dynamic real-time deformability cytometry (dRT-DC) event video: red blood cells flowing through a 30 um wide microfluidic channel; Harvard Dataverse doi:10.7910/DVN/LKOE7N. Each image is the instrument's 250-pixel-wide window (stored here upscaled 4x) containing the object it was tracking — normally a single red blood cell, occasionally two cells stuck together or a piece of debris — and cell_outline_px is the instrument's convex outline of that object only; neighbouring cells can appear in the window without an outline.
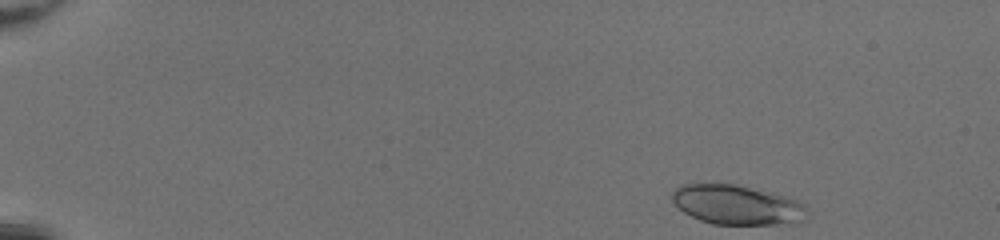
{"species": "common noctule bat (a hibernating species)", "species_latin": "Nyctalus noctula", "temperature_condition": "room temperature", "stored_images_in_passage": 44, "camera_frame_rate_fps": 3000, "um_per_image_px": 0.085, "animal": {"sex": "female", "body_mass_g": 20.0, "forearm_length_mm": 54.0}, "frame": {"image": 1, "passage_image": 1, "time_ms": 0.0, "image_size_px": [1000, 240], "cell_outline_px": [[808, 216], [804, 220], [796, 224], [712, 224], [700, 220], [684, 212], [672, 200], [672, 192], [680, 184], [736, 184], [772, 192], [796, 200], [804, 204], [808, 208]], "centroid_in_image_um": [62.7, 17.42], "position_along_channel_um": 22.3, "area_um2": 31.33}}
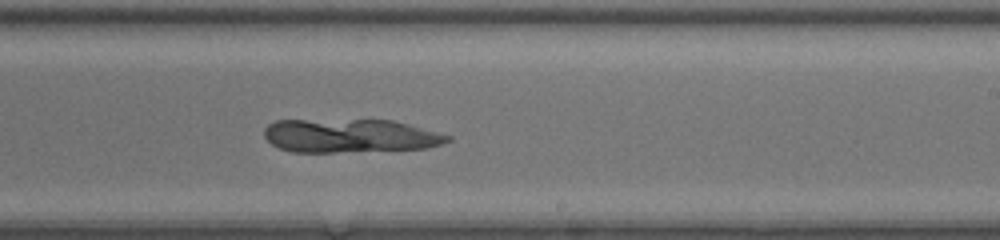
{"frame": {"image": 2, "passage_image": 27, "time_ms": 8.667, "image_size_px": [1000, 240], "cell_outline_px": [[452, 140], [428, 148], [336, 152], [292, 152], [280, 148], [272, 144], [264, 136], [264, 128], [268, 124], [276, 120], [392, 120], [408, 124], [452, 136]], "centroid_in_image_um": [29.74, 11.54], "position_along_channel_um": 259.3, "area_um2": 35.84}}
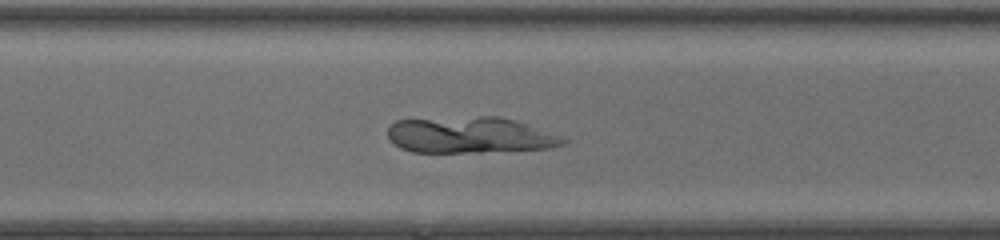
{"frame": {"image": 3, "passage_image": 32, "time_ms": 10.333, "image_size_px": [1000, 240], "cell_outline_px": [[568, 140], [564, 144], [548, 148], [480, 152], [412, 152], [400, 148], [388, 136], [388, 128], [396, 120], [480, 116], [500, 116], [516, 120], [528, 124]], "centroid_in_image_um": [39.93, 11.48], "position_along_channel_um": 330.7, "area_um2": 36.76}}